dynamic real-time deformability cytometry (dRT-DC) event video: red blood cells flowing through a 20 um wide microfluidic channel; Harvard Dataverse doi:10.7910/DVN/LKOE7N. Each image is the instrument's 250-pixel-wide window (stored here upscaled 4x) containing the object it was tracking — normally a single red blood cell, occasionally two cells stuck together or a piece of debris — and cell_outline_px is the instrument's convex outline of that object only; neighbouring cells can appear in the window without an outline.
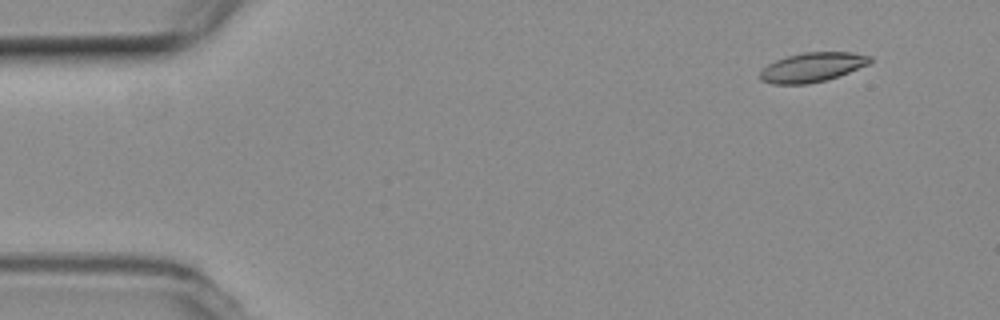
{"species": "common noctule bat (a hibernating species)", "species_latin": "Nyctalus noctula", "temperature_condition": "room temperature", "stored_images_in_passage": 17, "camera_frame_rate_fps": 3000, "um_per_image_px": 0.085, "animal": {"sex": "female", "body_mass_g": 19.3, "forearm_length_mm": 54.1}, "frame": {"image": 1, "passage_image": 5, "time_ms": 1.333, "image_size_px": [1000, 320], "cell_outline_px": [[872, 60], [868, 64], [848, 72], [824, 80], [808, 84], [772, 84], [760, 80], [760, 72], [768, 64], [776, 60], [788, 56], [804, 52], [852, 52], [872, 56]], "centroid_in_image_um": [69.03, 5.71], "position_along_channel_um": 16.0, "area_um2": 18.61}}